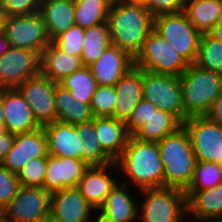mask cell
Segmentation results:
<instances>
[{
  "mask_svg": "<svg viewBox=\"0 0 222 222\" xmlns=\"http://www.w3.org/2000/svg\"><path fill=\"white\" fill-rule=\"evenodd\" d=\"M123 183L137 191L164 187V168L157 142L139 141L129 136L126 147L115 161ZM130 182V183H129Z\"/></svg>",
  "mask_w": 222,
  "mask_h": 222,
  "instance_id": "1",
  "label": "cell"
},
{
  "mask_svg": "<svg viewBox=\"0 0 222 222\" xmlns=\"http://www.w3.org/2000/svg\"><path fill=\"white\" fill-rule=\"evenodd\" d=\"M107 24L111 44L135 58L153 30L154 17L146 6L114 0L107 16Z\"/></svg>",
  "mask_w": 222,
  "mask_h": 222,
  "instance_id": "2",
  "label": "cell"
},
{
  "mask_svg": "<svg viewBox=\"0 0 222 222\" xmlns=\"http://www.w3.org/2000/svg\"><path fill=\"white\" fill-rule=\"evenodd\" d=\"M157 144L164 168V187L186 191L197 163L187 130L182 125Z\"/></svg>",
  "mask_w": 222,
  "mask_h": 222,
  "instance_id": "3",
  "label": "cell"
},
{
  "mask_svg": "<svg viewBox=\"0 0 222 222\" xmlns=\"http://www.w3.org/2000/svg\"><path fill=\"white\" fill-rule=\"evenodd\" d=\"M185 121L192 116H203L222 93V74L204 70L195 64L179 76Z\"/></svg>",
  "mask_w": 222,
  "mask_h": 222,
  "instance_id": "4",
  "label": "cell"
},
{
  "mask_svg": "<svg viewBox=\"0 0 222 222\" xmlns=\"http://www.w3.org/2000/svg\"><path fill=\"white\" fill-rule=\"evenodd\" d=\"M137 219L142 222H182L187 217L185 191L161 187L139 190Z\"/></svg>",
  "mask_w": 222,
  "mask_h": 222,
  "instance_id": "5",
  "label": "cell"
},
{
  "mask_svg": "<svg viewBox=\"0 0 222 222\" xmlns=\"http://www.w3.org/2000/svg\"><path fill=\"white\" fill-rule=\"evenodd\" d=\"M189 63L171 45L152 30L141 51L134 58V67L153 73L180 76Z\"/></svg>",
  "mask_w": 222,
  "mask_h": 222,
  "instance_id": "6",
  "label": "cell"
},
{
  "mask_svg": "<svg viewBox=\"0 0 222 222\" xmlns=\"http://www.w3.org/2000/svg\"><path fill=\"white\" fill-rule=\"evenodd\" d=\"M142 99L185 122L179 76L142 70Z\"/></svg>",
  "mask_w": 222,
  "mask_h": 222,
  "instance_id": "7",
  "label": "cell"
},
{
  "mask_svg": "<svg viewBox=\"0 0 222 222\" xmlns=\"http://www.w3.org/2000/svg\"><path fill=\"white\" fill-rule=\"evenodd\" d=\"M153 30L190 65L194 63L202 34L189 22L184 12L155 17Z\"/></svg>",
  "mask_w": 222,
  "mask_h": 222,
  "instance_id": "8",
  "label": "cell"
},
{
  "mask_svg": "<svg viewBox=\"0 0 222 222\" xmlns=\"http://www.w3.org/2000/svg\"><path fill=\"white\" fill-rule=\"evenodd\" d=\"M3 33L10 46L38 52L52 42L39 13L5 17Z\"/></svg>",
  "mask_w": 222,
  "mask_h": 222,
  "instance_id": "9",
  "label": "cell"
},
{
  "mask_svg": "<svg viewBox=\"0 0 222 222\" xmlns=\"http://www.w3.org/2000/svg\"><path fill=\"white\" fill-rule=\"evenodd\" d=\"M182 125L187 130L197 161L222 166V127L205 116L189 117Z\"/></svg>",
  "mask_w": 222,
  "mask_h": 222,
  "instance_id": "10",
  "label": "cell"
},
{
  "mask_svg": "<svg viewBox=\"0 0 222 222\" xmlns=\"http://www.w3.org/2000/svg\"><path fill=\"white\" fill-rule=\"evenodd\" d=\"M51 193L43 187L20 186L2 210L3 222H35L50 211Z\"/></svg>",
  "mask_w": 222,
  "mask_h": 222,
  "instance_id": "11",
  "label": "cell"
},
{
  "mask_svg": "<svg viewBox=\"0 0 222 222\" xmlns=\"http://www.w3.org/2000/svg\"><path fill=\"white\" fill-rule=\"evenodd\" d=\"M40 61L41 55L36 51L10 47L0 57V88H18L40 74Z\"/></svg>",
  "mask_w": 222,
  "mask_h": 222,
  "instance_id": "12",
  "label": "cell"
},
{
  "mask_svg": "<svg viewBox=\"0 0 222 222\" xmlns=\"http://www.w3.org/2000/svg\"><path fill=\"white\" fill-rule=\"evenodd\" d=\"M32 109L33 116L41 125L56 121V83L41 73L27 79L17 88Z\"/></svg>",
  "mask_w": 222,
  "mask_h": 222,
  "instance_id": "13",
  "label": "cell"
},
{
  "mask_svg": "<svg viewBox=\"0 0 222 222\" xmlns=\"http://www.w3.org/2000/svg\"><path fill=\"white\" fill-rule=\"evenodd\" d=\"M48 157L47 137L43 127L34 131L15 135L13 148L1 164L14 174L31 159Z\"/></svg>",
  "mask_w": 222,
  "mask_h": 222,
  "instance_id": "14",
  "label": "cell"
},
{
  "mask_svg": "<svg viewBox=\"0 0 222 222\" xmlns=\"http://www.w3.org/2000/svg\"><path fill=\"white\" fill-rule=\"evenodd\" d=\"M88 67L97 86H115L134 67V58L125 50L110 44L104 53Z\"/></svg>",
  "mask_w": 222,
  "mask_h": 222,
  "instance_id": "15",
  "label": "cell"
},
{
  "mask_svg": "<svg viewBox=\"0 0 222 222\" xmlns=\"http://www.w3.org/2000/svg\"><path fill=\"white\" fill-rule=\"evenodd\" d=\"M111 169L119 172L116 162L105 166H89L77 186L86 201L96 211L104 204L107 196L120 180L111 175L113 174Z\"/></svg>",
  "mask_w": 222,
  "mask_h": 222,
  "instance_id": "16",
  "label": "cell"
},
{
  "mask_svg": "<svg viewBox=\"0 0 222 222\" xmlns=\"http://www.w3.org/2000/svg\"><path fill=\"white\" fill-rule=\"evenodd\" d=\"M89 166L80 159L48 155L43 188L50 193L75 188Z\"/></svg>",
  "mask_w": 222,
  "mask_h": 222,
  "instance_id": "17",
  "label": "cell"
},
{
  "mask_svg": "<svg viewBox=\"0 0 222 222\" xmlns=\"http://www.w3.org/2000/svg\"><path fill=\"white\" fill-rule=\"evenodd\" d=\"M4 130L13 135L42 127L34 118L30 105L17 88L3 89Z\"/></svg>",
  "mask_w": 222,
  "mask_h": 222,
  "instance_id": "18",
  "label": "cell"
},
{
  "mask_svg": "<svg viewBox=\"0 0 222 222\" xmlns=\"http://www.w3.org/2000/svg\"><path fill=\"white\" fill-rule=\"evenodd\" d=\"M50 211L58 222H90L96 210L75 187L51 193Z\"/></svg>",
  "mask_w": 222,
  "mask_h": 222,
  "instance_id": "19",
  "label": "cell"
},
{
  "mask_svg": "<svg viewBox=\"0 0 222 222\" xmlns=\"http://www.w3.org/2000/svg\"><path fill=\"white\" fill-rule=\"evenodd\" d=\"M187 218L196 222L222 220V183L205 190H186Z\"/></svg>",
  "mask_w": 222,
  "mask_h": 222,
  "instance_id": "20",
  "label": "cell"
},
{
  "mask_svg": "<svg viewBox=\"0 0 222 222\" xmlns=\"http://www.w3.org/2000/svg\"><path fill=\"white\" fill-rule=\"evenodd\" d=\"M48 146V155L80 159L83 140L72 124L54 121L42 126Z\"/></svg>",
  "mask_w": 222,
  "mask_h": 222,
  "instance_id": "21",
  "label": "cell"
},
{
  "mask_svg": "<svg viewBox=\"0 0 222 222\" xmlns=\"http://www.w3.org/2000/svg\"><path fill=\"white\" fill-rule=\"evenodd\" d=\"M115 90L117 99L112 117L126 123L142 99V70L133 67L115 84Z\"/></svg>",
  "mask_w": 222,
  "mask_h": 222,
  "instance_id": "22",
  "label": "cell"
},
{
  "mask_svg": "<svg viewBox=\"0 0 222 222\" xmlns=\"http://www.w3.org/2000/svg\"><path fill=\"white\" fill-rule=\"evenodd\" d=\"M83 67L81 57L63 52L51 42L41 54L40 73L55 83Z\"/></svg>",
  "mask_w": 222,
  "mask_h": 222,
  "instance_id": "23",
  "label": "cell"
},
{
  "mask_svg": "<svg viewBox=\"0 0 222 222\" xmlns=\"http://www.w3.org/2000/svg\"><path fill=\"white\" fill-rule=\"evenodd\" d=\"M121 183V184H120ZM129 191V192H128ZM129 185L118 182L98 209L104 216L117 222H136L138 202ZM132 193V194H131ZM133 195V196H132Z\"/></svg>",
  "mask_w": 222,
  "mask_h": 222,
  "instance_id": "24",
  "label": "cell"
},
{
  "mask_svg": "<svg viewBox=\"0 0 222 222\" xmlns=\"http://www.w3.org/2000/svg\"><path fill=\"white\" fill-rule=\"evenodd\" d=\"M74 0H40L39 14L51 41L75 24Z\"/></svg>",
  "mask_w": 222,
  "mask_h": 222,
  "instance_id": "25",
  "label": "cell"
},
{
  "mask_svg": "<svg viewBox=\"0 0 222 222\" xmlns=\"http://www.w3.org/2000/svg\"><path fill=\"white\" fill-rule=\"evenodd\" d=\"M95 132L102 150L115 162L126 147V124L114 117H95Z\"/></svg>",
  "mask_w": 222,
  "mask_h": 222,
  "instance_id": "26",
  "label": "cell"
},
{
  "mask_svg": "<svg viewBox=\"0 0 222 222\" xmlns=\"http://www.w3.org/2000/svg\"><path fill=\"white\" fill-rule=\"evenodd\" d=\"M56 121L77 125L94 119L90 104L75 100L70 91L56 83L55 89Z\"/></svg>",
  "mask_w": 222,
  "mask_h": 222,
  "instance_id": "27",
  "label": "cell"
},
{
  "mask_svg": "<svg viewBox=\"0 0 222 222\" xmlns=\"http://www.w3.org/2000/svg\"><path fill=\"white\" fill-rule=\"evenodd\" d=\"M201 33H208L222 18V0H186L183 11Z\"/></svg>",
  "mask_w": 222,
  "mask_h": 222,
  "instance_id": "28",
  "label": "cell"
},
{
  "mask_svg": "<svg viewBox=\"0 0 222 222\" xmlns=\"http://www.w3.org/2000/svg\"><path fill=\"white\" fill-rule=\"evenodd\" d=\"M181 126L182 123L174 115L157 109L133 137L144 142H159Z\"/></svg>",
  "mask_w": 222,
  "mask_h": 222,
  "instance_id": "29",
  "label": "cell"
},
{
  "mask_svg": "<svg viewBox=\"0 0 222 222\" xmlns=\"http://www.w3.org/2000/svg\"><path fill=\"white\" fill-rule=\"evenodd\" d=\"M76 131L83 140L80 160L88 166H105L114 162L103 150L95 132V117L92 121L77 124Z\"/></svg>",
  "mask_w": 222,
  "mask_h": 222,
  "instance_id": "30",
  "label": "cell"
},
{
  "mask_svg": "<svg viewBox=\"0 0 222 222\" xmlns=\"http://www.w3.org/2000/svg\"><path fill=\"white\" fill-rule=\"evenodd\" d=\"M112 0H74L75 24L83 29L107 23Z\"/></svg>",
  "mask_w": 222,
  "mask_h": 222,
  "instance_id": "31",
  "label": "cell"
},
{
  "mask_svg": "<svg viewBox=\"0 0 222 222\" xmlns=\"http://www.w3.org/2000/svg\"><path fill=\"white\" fill-rule=\"evenodd\" d=\"M111 44L107 23L98 24L85 29L84 42L81 52L83 66H89L95 62Z\"/></svg>",
  "mask_w": 222,
  "mask_h": 222,
  "instance_id": "32",
  "label": "cell"
},
{
  "mask_svg": "<svg viewBox=\"0 0 222 222\" xmlns=\"http://www.w3.org/2000/svg\"><path fill=\"white\" fill-rule=\"evenodd\" d=\"M58 84L69 90L75 100L86 104L91 103L92 96L97 88L96 80L87 66L74 71Z\"/></svg>",
  "mask_w": 222,
  "mask_h": 222,
  "instance_id": "33",
  "label": "cell"
},
{
  "mask_svg": "<svg viewBox=\"0 0 222 222\" xmlns=\"http://www.w3.org/2000/svg\"><path fill=\"white\" fill-rule=\"evenodd\" d=\"M193 64L204 70L222 74V42L208 33H203Z\"/></svg>",
  "mask_w": 222,
  "mask_h": 222,
  "instance_id": "34",
  "label": "cell"
},
{
  "mask_svg": "<svg viewBox=\"0 0 222 222\" xmlns=\"http://www.w3.org/2000/svg\"><path fill=\"white\" fill-rule=\"evenodd\" d=\"M222 183V166L218 163L197 161L193 180L187 190H205Z\"/></svg>",
  "mask_w": 222,
  "mask_h": 222,
  "instance_id": "35",
  "label": "cell"
},
{
  "mask_svg": "<svg viewBox=\"0 0 222 222\" xmlns=\"http://www.w3.org/2000/svg\"><path fill=\"white\" fill-rule=\"evenodd\" d=\"M115 86H97L90 103L95 117H112L117 99Z\"/></svg>",
  "mask_w": 222,
  "mask_h": 222,
  "instance_id": "36",
  "label": "cell"
},
{
  "mask_svg": "<svg viewBox=\"0 0 222 222\" xmlns=\"http://www.w3.org/2000/svg\"><path fill=\"white\" fill-rule=\"evenodd\" d=\"M47 157L29 160L17 174L20 186L43 187Z\"/></svg>",
  "mask_w": 222,
  "mask_h": 222,
  "instance_id": "37",
  "label": "cell"
},
{
  "mask_svg": "<svg viewBox=\"0 0 222 222\" xmlns=\"http://www.w3.org/2000/svg\"><path fill=\"white\" fill-rule=\"evenodd\" d=\"M85 29L74 24L67 31L58 35L52 42L63 52L80 57L83 42H84Z\"/></svg>",
  "mask_w": 222,
  "mask_h": 222,
  "instance_id": "38",
  "label": "cell"
},
{
  "mask_svg": "<svg viewBox=\"0 0 222 222\" xmlns=\"http://www.w3.org/2000/svg\"><path fill=\"white\" fill-rule=\"evenodd\" d=\"M157 109L158 107L153 103L141 99L132 112V115L125 123L129 136H133L142 126H144L152 117L153 112Z\"/></svg>",
  "mask_w": 222,
  "mask_h": 222,
  "instance_id": "39",
  "label": "cell"
},
{
  "mask_svg": "<svg viewBox=\"0 0 222 222\" xmlns=\"http://www.w3.org/2000/svg\"><path fill=\"white\" fill-rule=\"evenodd\" d=\"M20 187L17 174L7 170L0 163V211H2L16 195Z\"/></svg>",
  "mask_w": 222,
  "mask_h": 222,
  "instance_id": "40",
  "label": "cell"
},
{
  "mask_svg": "<svg viewBox=\"0 0 222 222\" xmlns=\"http://www.w3.org/2000/svg\"><path fill=\"white\" fill-rule=\"evenodd\" d=\"M1 10L6 17L36 14L40 11V0H4Z\"/></svg>",
  "mask_w": 222,
  "mask_h": 222,
  "instance_id": "41",
  "label": "cell"
},
{
  "mask_svg": "<svg viewBox=\"0 0 222 222\" xmlns=\"http://www.w3.org/2000/svg\"><path fill=\"white\" fill-rule=\"evenodd\" d=\"M185 3L186 0H148L146 8L155 18L160 15L183 12Z\"/></svg>",
  "mask_w": 222,
  "mask_h": 222,
  "instance_id": "42",
  "label": "cell"
},
{
  "mask_svg": "<svg viewBox=\"0 0 222 222\" xmlns=\"http://www.w3.org/2000/svg\"><path fill=\"white\" fill-rule=\"evenodd\" d=\"M203 116L222 127V93L214 100Z\"/></svg>",
  "mask_w": 222,
  "mask_h": 222,
  "instance_id": "43",
  "label": "cell"
},
{
  "mask_svg": "<svg viewBox=\"0 0 222 222\" xmlns=\"http://www.w3.org/2000/svg\"><path fill=\"white\" fill-rule=\"evenodd\" d=\"M15 135L9 133L7 130H0V163L13 148Z\"/></svg>",
  "mask_w": 222,
  "mask_h": 222,
  "instance_id": "44",
  "label": "cell"
},
{
  "mask_svg": "<svg viewBox=\"0 0 222 222\" xmlns=\"http://www.w3.org/2000/svg\"><path fill=\"white\" fill-rule=\"evenodd\" d=\"M210 36L222 42V18L218 23L208 32Z\"/></svg>",
  "mask_w": 222,
  "mask_h": 222,
  "instance_id": "45",
  "label": "cell"
},
{
  "mask_svg": "<svg viewBox=\"0 0 222 222\" xmlns=\"http://www.w3.org/2000/svg\"><path fill=\"white\" fill-rule=\"evenodd\" d=\"M10 43L4 33L0 34V57L10 49Z\"/></svg>",
  "mask_w": 222,
  "mask_h": 222,
  "instance_id": "46",
  "label": "cell"
},
{
  "mask_svg": "<svg viewBox=\"0 0 222 222\" xmlns=\"http://www.w3.org/2000/svg\"><path fill=\"white\" fill-rule=\"evenodd\" d=\"M35 222H58V221L53 215V213L49 211L45 215H42L40 218H38Z\"/></svg>",
  "mask_w": 222,
  "mask_h": 222,
  "instance_id": "47",
  "label": "cell"
},
{
  "mask_svg": "<svg viewBox=\"0 0 222 222\" xmlns=\"http://www.w3.org/2000/svg\"><path fill=\"white\" fill-rule=\"evenodd\" d=\"M0 130H4L3 89L0 88Z\"/></svg>",
  "mask_w": 222,
  "mask_h": 222,
  "instance_id": "48",
  "label": "cell"
},
{
  "mask_svg": "<svg viewBox=\"0 0 222 222\" xmlns=\"http://www.w3.org/2000/svg\"><path fill=\"white\" fill-rule=\"evenodd\" d=\"M97 212H98V215L96 216V218L93 217L90 222H117L115 220H112V219L104 216L99 210Z\"/></svg>",
  "mask_w": 222,
  "mask_h": 222,
  "instance_id": "49",
  "label": "cell"
},
{
  "mask_svg": "<svg viewBox=\"0 0 222 222\" xmlns=\"http://www.w3.org/2000/svg\"><path fill=\"white\" fill-rule=\"evenodd\" d=\"M118 1L126 3V4L146 6L148 0H118Z\"/></svg>",
  "mask_w": 222,
  "mask_h": 222,
  "instance_id": "50",
  "label": "cell"
},
{
  "mask_svg": "<svg viewBox=\"0 0 222 222\" xmlns=\"http://www.w3.org/2000/svg\"><path fill=\"white\" fill-rule=\"evenodd\" d=\"M5 17H6L5 14L2 12L0 8V34L3 33Z\"/></svg>",
  "mask_w": 222,
  "mask_h": 222,
  "instance_id": "51",
  "label": "cell"
},
{
  "mask_svg": "<svg viewBox=\"0 0 222 222\" xmlns=\"http://www.w3.org/2000/svg\"><path fill=\"white\" fill-rule=\"evenodd\" d=\"M192 222H196L195 220H191ZM189 218H185L182 222H191Z\"/></svg>",
  "mask_w": 222,
  "mask_h": 222,
  "instance_id": "52",
  "label": "cell"
},
{
  "mask_svg": "<svg viewBox=\"0 0 222 222\" xmlns=\"http://www.w3.org/2000/svg\"><path fill=\"white\" fill-rule=\"evenodd\" d=\"M0 222H3L2 211H0Z\"/></svg>",
  "mask_w": 222,
  "mask_h": 222,
  "instance_id": "53",
  "label": "cell"
},
{
  "mask_svg": "<svg viewBox=\"0 0 222 222\" xmlns=\"http://www.w3.org/2000/svg\"><path fill=\"white\" fill-rule=\"evenodd\" d=\"M4 0H0V8L2 7Z\"/></svg>",
  "mask_w": 222,
  "mask_h": 222,
  "instance_id": "54",
  "label": "cell"
}]
</instances>
